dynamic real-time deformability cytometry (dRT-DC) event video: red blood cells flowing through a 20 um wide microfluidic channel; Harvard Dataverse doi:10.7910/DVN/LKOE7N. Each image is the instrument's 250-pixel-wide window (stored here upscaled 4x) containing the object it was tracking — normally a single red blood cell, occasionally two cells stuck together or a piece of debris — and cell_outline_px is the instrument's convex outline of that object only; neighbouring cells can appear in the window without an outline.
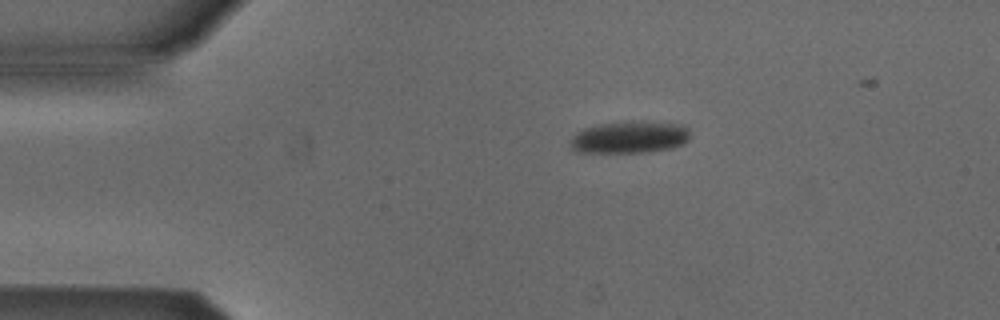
{"species": "Egyptian fruit bat (a non-hibernating species)", "species_latin": "Rousettus aegyptiacus", "temperature_condition": "cold", "stored_images_in_passage": 3, "camera_frame_rate_fps": 3000, "um_per_image_px": 0.085, "animal": {"sex": "male"}, "frame": {"image": 1, "passage_image": 1, "time_ms": 0.0, "image_size_px": [1000, 320], "cell_outline_px": [[688, 140], [684, 144], [672, 148], [648, 152], [576, 152], [572, 148], [572, 140], [584, 128], [604, 124], [684, 124], [688, 128]], "centroid_in_image_um": [53.57, 11.72], "position_along_channel_um": 31.4, "area_um2": 21.04}}
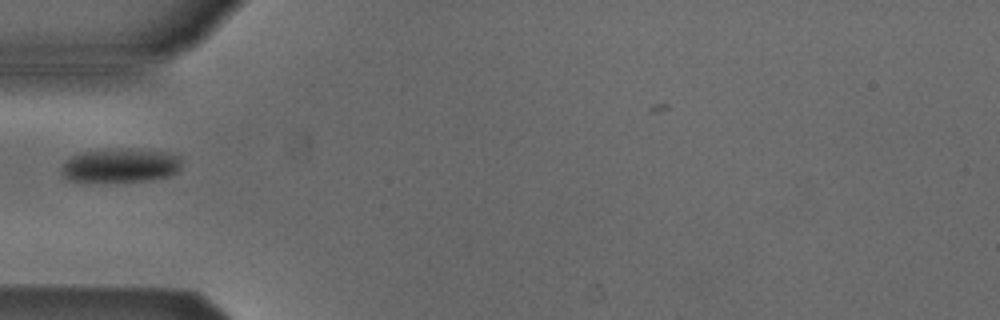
{"frame": {"image": 2, "passage_image": 3, "time_ms": 0.667, "image_size_px": [1000, 320], "cell_outline_px": [[180, 168], [172, 176], [152, 180], [96, 184], [68, 180], [60, 172], [60, 168], [72, 156], [84, 152], [164, 152], [180, 156]], "centroid_in_image_um": [10.2, 14.18], "position_along_channel_um": 74.8, "area_um2": 23.24}}